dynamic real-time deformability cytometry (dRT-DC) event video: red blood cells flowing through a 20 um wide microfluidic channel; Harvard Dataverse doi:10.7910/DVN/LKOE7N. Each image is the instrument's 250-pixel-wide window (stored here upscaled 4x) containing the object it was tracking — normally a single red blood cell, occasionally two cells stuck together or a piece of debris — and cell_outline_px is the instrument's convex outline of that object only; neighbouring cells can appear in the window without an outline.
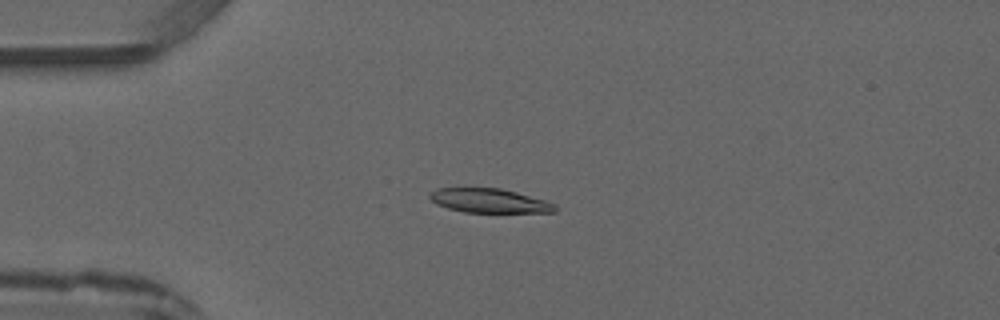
{"species": "common noctule bat (a hibernating species)", "species_latin": "Nyctalus noctula", "temperature_condition": "warm", "stored_images_in_passage": 3, "camera_frame_rate_fps": 3000, "um_per_image_px": 0.085, "animal": {"sex": "male", "forearm_length_mm": 52.5}, "frame": {"image": 1, "passage_image": 3, "time_ms": 2.333, "image_size_px": [1000, 320], "cell_outline_px": [[556, 212], [464, 212], [448, 208], [436, 204], [428, 196], [432, 192], [440, 188], [500, 188], [516, 192], [544, 200], [556, 204]], "centroid_in_image_um": [41.6, 17.06], "position_along_channel_um": 43.4, "area_um2": 17.4}}